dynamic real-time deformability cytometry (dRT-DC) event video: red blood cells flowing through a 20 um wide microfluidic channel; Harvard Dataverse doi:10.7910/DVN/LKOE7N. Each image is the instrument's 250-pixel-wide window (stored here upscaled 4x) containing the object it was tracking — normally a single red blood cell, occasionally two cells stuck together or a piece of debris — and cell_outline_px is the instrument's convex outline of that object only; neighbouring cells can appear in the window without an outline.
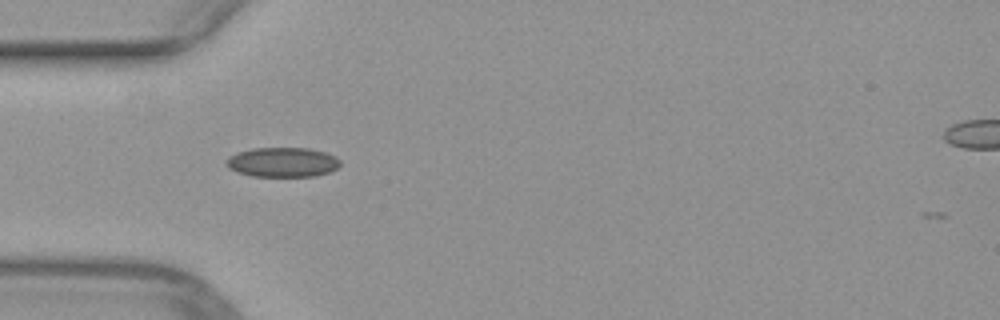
{"species": "common noctule bat (a hibernating species)", "species_latin": "Nyctalus noctula", "temperature_condition": "warm", "stored_images_in_passage": 36, "camera_frame_rate_fps": 3000, "um_per_image_px": 0.085, "animal": {"sex": "female", "body_mass_g": 29.2, "forearm_length_mm": 56.3}, "frame": {"image": 1, "passage_image": 1, "time_ms": 0.0, "image_size_px": [1000, 320], "cell_outline_px": [[340, 164], [336, 168], [328, 172], [316, 176], [252, 176], [236, 172], [228, 168], [224, 164], [228, 156], [252, 148], [308, 148], [324, 152], [336, 156], [340, 160]], "centroid_in_image_um": [23.99, 13.79], "position_along_channel_um": 61.0, "area_um2": 19.71}}
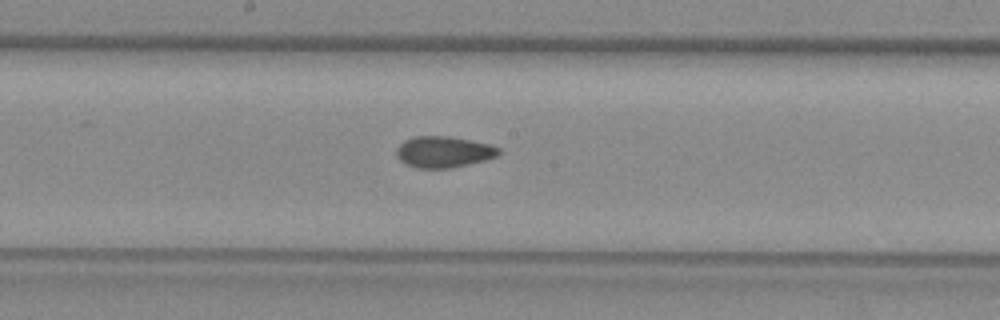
{"frame": {"image": 2, "passage_image": 12, "time_ms": 3.667, "image_size_px": [1000, 320], "cell_outline_px": [[500, 152], [496, 156], [484, 160], [452, 168], [416, 168], [400, 160], [396, 156], [396, 148], [404, 140], [412, 136], [448, 136], [488, 144], [500, 148]], "centroid_in_image_um": [37.67, 12.91], "position_along_channel_um": 210.5, "area_um2": 18.5}}
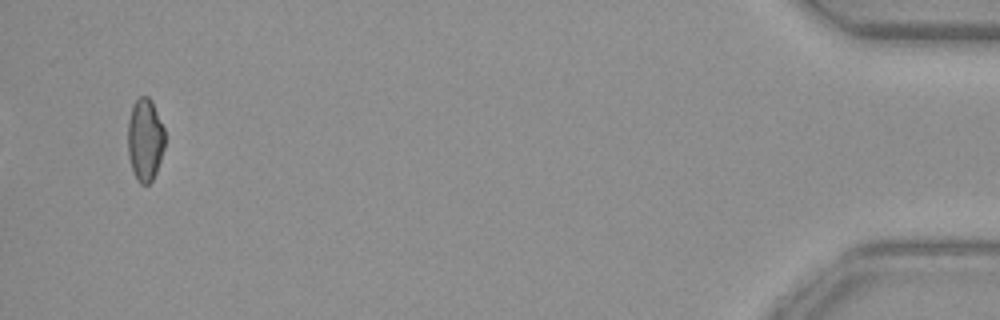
{"frame": {"image": 3, "passage_image": 34, "time_ms": 11.0, "image_size_px": [1000, 320], "cell_outline_px": [[164, 148], [156, 172], [152, 180], [148, 184], [140, 184], [136, 180], [128, 156], [128, 120], [132, 104], [140, 96], [148, 96], [152, 100], [164, 128]], "centroid_in_image_um": [12.32, 11.86], "position_along_channel_um": 422.9, "area_um2": 17.92}}